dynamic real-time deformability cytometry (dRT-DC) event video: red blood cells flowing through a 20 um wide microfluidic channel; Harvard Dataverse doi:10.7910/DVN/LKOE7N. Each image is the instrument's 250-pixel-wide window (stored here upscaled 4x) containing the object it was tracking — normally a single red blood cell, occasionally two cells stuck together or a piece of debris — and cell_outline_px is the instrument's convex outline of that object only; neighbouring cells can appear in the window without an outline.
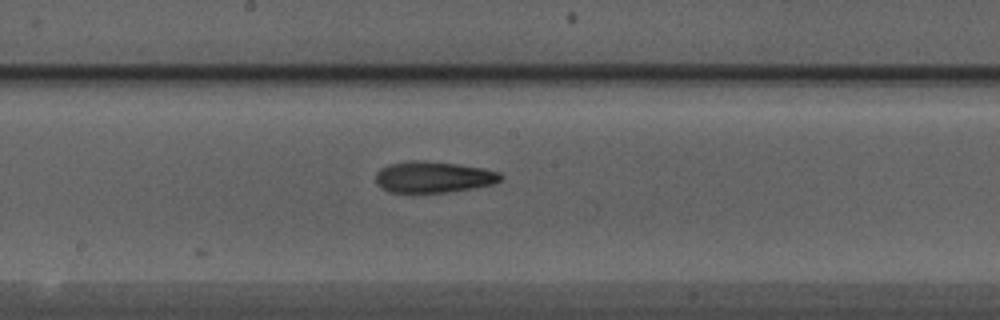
{"species": "Egyptian fruit bat (a non-hibernating species)", "species_latin": "Rousettus aegyptiacus", "temperature_condition": "warm", "stored_images_in_passage": 13, "camera_frame_rate_fps": 3000, "um_per_image_px": 0.085, "animal": {"sex": "male"}, "frame": {"image": 1, "passage_image": 13, "time_ms": 4.0, "image_size_px": [1000, 320], "cell_outline_px": [[504, 176], [500, 180], [492, 184], [472, 188], [444, 192], [388, 192], [380, 188], [376, 184], [376, 172], [380, 168], [388, 164], [408, 160], [424, 160], [456, 164], [484, 168], [500, 172]], "centroid_in_image_um": [36.8, 15.03], "position_along_channel_um": 211.4, "area_um2": 22.89}}